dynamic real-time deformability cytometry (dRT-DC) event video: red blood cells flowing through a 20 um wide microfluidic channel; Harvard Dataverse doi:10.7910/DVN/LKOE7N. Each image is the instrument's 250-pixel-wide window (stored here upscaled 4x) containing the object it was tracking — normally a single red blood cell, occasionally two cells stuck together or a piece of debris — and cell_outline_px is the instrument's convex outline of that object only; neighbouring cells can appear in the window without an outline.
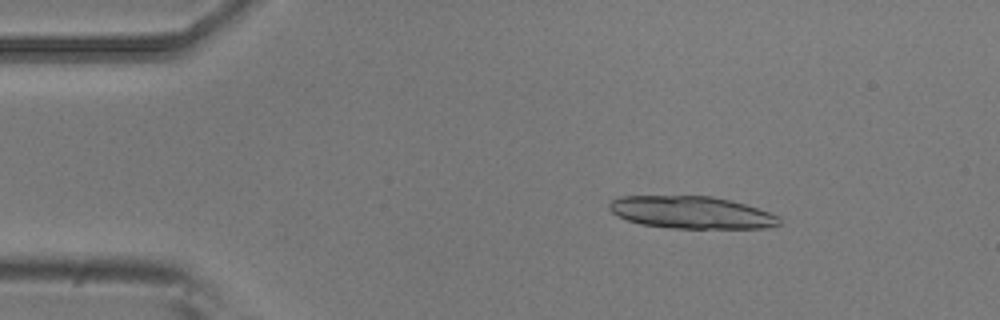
{"species": "common noctule bat (a hibernating species)", "species_latin": "Nyctalus noctula", "temperature_condition": "room temperature", "stored_images_in_passage": 6, "camera_frame_rate_fps": 3000, "um_per_image_px": 0.085, "animal": {"sex": "male", "body_mass_g": 20.5, "forearm_length_mm": 52.5}, "frame": {"image": 1, "passage_image": 3, "time_ms": 0.667, "image_size_px": [1000, 320], "cell_outline_px": [[780, 224], [768, 228], [672, 228], [640, 224], [628, 220], [612, 212], [608, 208], [608, 204], [612, 200], [620, 196], [712, 196], [732, 200], [780, 216]], "centroid_in_image_um": [58.78, 18.05], "position_along_channel_um": 26.2, "area_um2": 31.96}}